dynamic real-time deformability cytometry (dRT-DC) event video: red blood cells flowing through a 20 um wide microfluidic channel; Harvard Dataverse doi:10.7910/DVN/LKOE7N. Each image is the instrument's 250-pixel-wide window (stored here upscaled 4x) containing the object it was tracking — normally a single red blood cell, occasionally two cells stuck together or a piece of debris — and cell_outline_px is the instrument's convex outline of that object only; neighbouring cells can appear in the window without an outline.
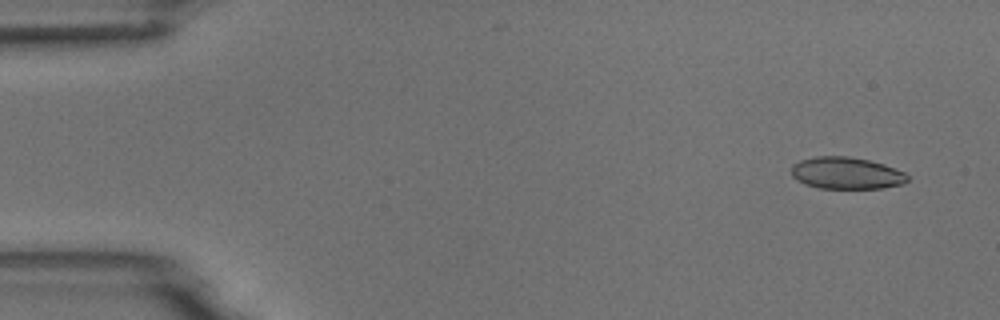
{"species": "common noctule bat (a hibernating species)", "species_latin": "Nyctalus noctula", "temperature_condition": "room temperature", "stored_images_in_passage": 5, "camera_frame_rate_fps": 3000, "um_per_image_px": 0.085, "animal": {"sex": "male", "body_mass_g": 18.8}, "frame": {"image": 1, "passage_image": 1, "time_ms": 0.0, "image_size_px": [1000, 320], "cell_outline_px": [[908, 180], [904, 184], [884, 188], [820, 188], [804, 184], [796, 180], [792, 176], [792, 164], [800, 160], [816, 156], [848, 156], [868, 160], [884, 164], [904, 172], [908, 176]], "centroid_in_image_um": [71.93, 14.71], "position_along_channel_um": 13.1, "area_um2": 21.68}}
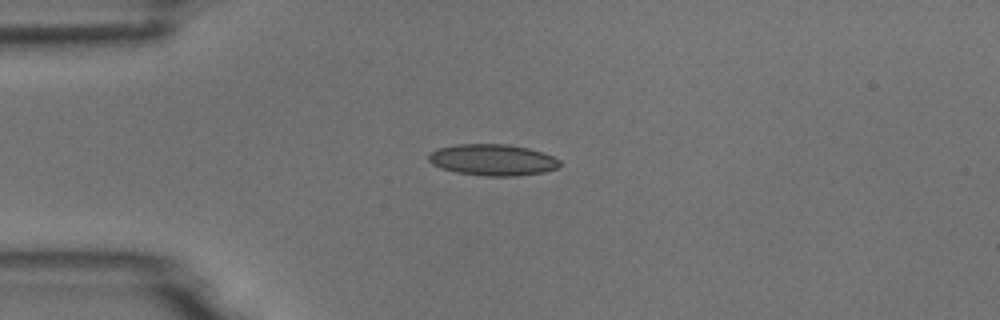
{"frame": {"image": 2, "passage_image": 4, "time_ms": 3.333, "image_size_px": [1000, 320], "cell_outline_px": [[560, 164], [556, 168], [544, 172], [516, 176], [484, 176], [456, 172], [440, 168], [432, 164], [428, 160], [428, 156], [432, 152], [440, 148], [456, 144], [508, 144], [528, 148], [552, 156], [560, 160]], "centroid_in_image_um": [41.86, 13.59], "position_along_channel_um": 43.1, "area_um2": 23.87}}